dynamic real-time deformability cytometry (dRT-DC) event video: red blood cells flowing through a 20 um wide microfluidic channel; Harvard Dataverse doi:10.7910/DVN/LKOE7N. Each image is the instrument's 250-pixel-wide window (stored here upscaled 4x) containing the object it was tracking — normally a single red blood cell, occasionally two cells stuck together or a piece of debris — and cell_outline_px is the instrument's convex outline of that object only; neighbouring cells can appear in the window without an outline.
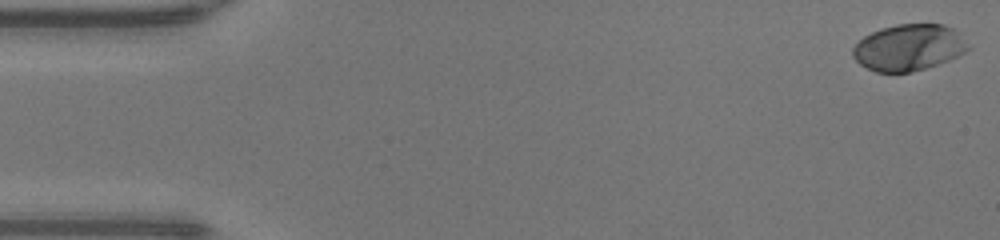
{"species": "human", "species_latin": "Homo sapiens", "temperature_condition": "warm", "stored_images_in_passage": 48, "camera_frame_rate_fps": 3000, "um_per_image_px": 0.085, "donor": {"sex": "male"}, "frame": {"image": 1, "passage_image": 1, "time_ms": 0.0, "image_size_px": [1000, 240], "cell_outline_px": [[972, 48], [948, 60], [912, 72], [876, 72], [860, 64], [852, 56], [852, 48], [864, 36], [880, 28], [896, 24], [944, 24], [952, 28]], "centroid_in_image_um": [77.21, 4.03], "position_along_channel_um": 7.8, "area_um2": 30.92}}
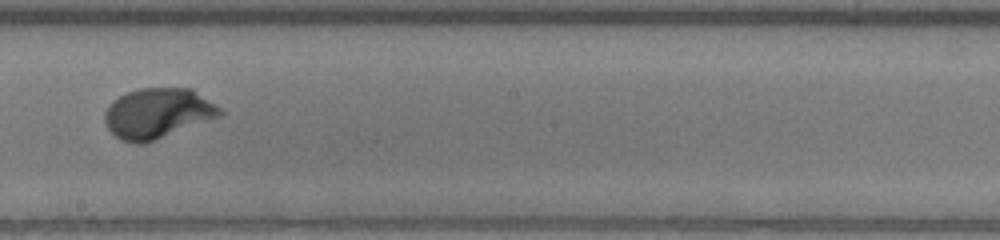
{"frame": {"image": 2, "passage_image": 27, "time_ms": 8.667, "image_size_px": [1000, 240], "cell_outline_px": [[224, 112], [220, 116], [156, 140], [144, 144], [132, 144], [120, 140], [108, 128], [104, 120], [104, 112], [108, 104], [112, 100], [128, 92], [140, 88], [192, 88], [220, 108]], "centroid_in_image_um": [13.36, 9.64], "position_along_channel_um": 234.8, "area_um2": 33.76}}
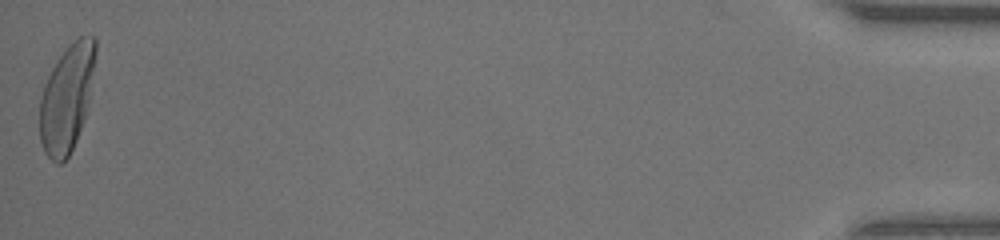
{"frame": {"image": 3, "passage_image": 48, "time_ms": 15.667, "image_size_px": [1000, 240], "cell_outline_px": [[96, 52], [88, 100], [84, 120], [76, 140], [68, 156], [60, 164], [56, 164], [44, 152], [40, 140], [40, 96], [44, 84], [56, 60], [68, 44], [80, 36], [96, 36]], "centroid_in_image_um": [5.66, 8.32], "position_along_channel_um": 429.5, "area_um2": 34.56}, "authors_computed_cell_mechanics": {"area_um2": 32.5703, "velocity_mm_per_s": 4.3075, "shape_relaxation_time_tau1_ms": 2.116, "shape_relaxation_time_tau2_ms": null, "deformation_change_tau1": 0.1842, "deformation_change_tau2": null}}